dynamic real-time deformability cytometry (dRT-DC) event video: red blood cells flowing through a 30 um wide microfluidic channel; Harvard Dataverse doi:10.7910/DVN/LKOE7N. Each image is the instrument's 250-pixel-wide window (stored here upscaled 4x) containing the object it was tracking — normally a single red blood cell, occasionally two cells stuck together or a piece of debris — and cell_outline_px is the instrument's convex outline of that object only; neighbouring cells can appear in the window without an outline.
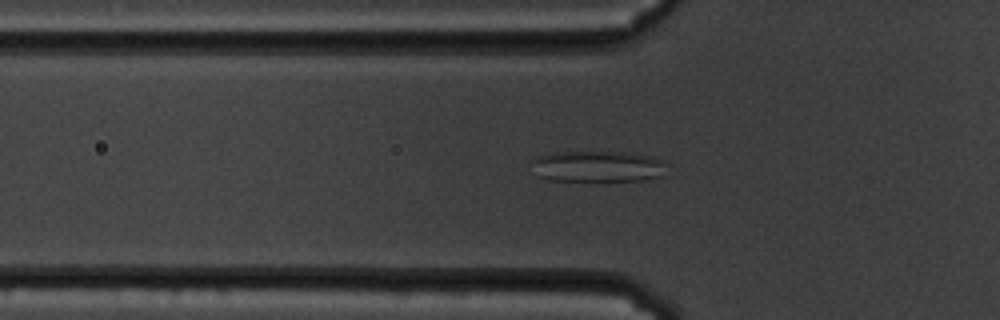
{"species": "common noctule bat (a hibernating species)", "species_latin": "Nyctalus noctula", "temperature_condition": "cold", "stored_images_in_passage": 54, "camera_frame_rate_fps": 3000, "um_per_image_px": 0.085, "animal": {"sex": "male", "body_mass_g": 19.5, "forearm_length_mm": 54.6}, "frame": {"image": 1, "passage_image": 15, "time_ms": 4.667, "image_size_px": [1000, 320], "cell_outline_px": [[664, 176], [644, 180], [548, 180], [536, 176], [528, 160], [536, 156], [552, 152], [624, 152], [652, 156], [664, 160]], "centroid_in_image_um": [50.73, 14.13], "position_along_channel_um": 75.1, "area_um2": 24.85}}
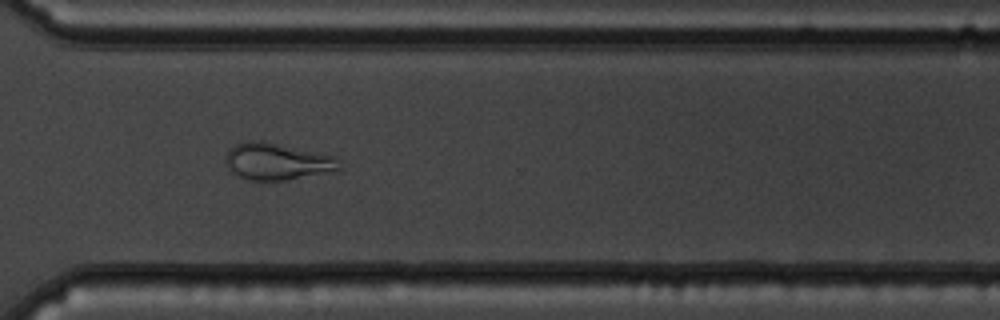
{"frame": {"image": 2, "passage_image": 39, "time_ms": 12.667, "image_size_px": [1000, 320], "cell_outline_px": [[340, 168], [336, 172], [284, 180], [248, 180], [232, 172], [224, 164], [224, 160], [228, 152], [236, 144], [248, 140], [260, 140], [336, 156]], "centroid_in_image_um": [23.56, 13.73], "position_along_channel_um": 347.0, "area_um2": 24.45}}
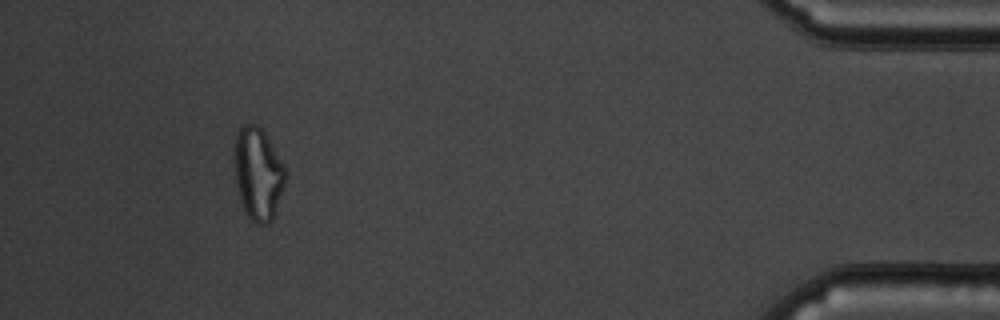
{"frame": {"image": 3, "passage_image": 50, "time_ms": 16.333, "image_size_px": [1000, 320], "cell_outline_px": [[288, 172], [276, 212], [272, 220], [268, 224], [256, 224], [248, 216], [244, 208], [236, 184], [232, 160], [236, 132], [240, 124], [256, 124], [264, 132], [284, 164]], "centroid_in_image_um": [21.92, 14.73], "position_along_channel_um": 413.3, "area_um2": 27.98}, "authors_computed_cell_mechanics": {"area_um2": 25.9522, "velocity_mm_per_s": 3.398, "shape_relaxation_time_tau1_ms": null, "shape_relaxation_time_tau2_ms": 2.3263, "deformation_change_tau1": null, "deformation_change_tau2": 0.1065}}